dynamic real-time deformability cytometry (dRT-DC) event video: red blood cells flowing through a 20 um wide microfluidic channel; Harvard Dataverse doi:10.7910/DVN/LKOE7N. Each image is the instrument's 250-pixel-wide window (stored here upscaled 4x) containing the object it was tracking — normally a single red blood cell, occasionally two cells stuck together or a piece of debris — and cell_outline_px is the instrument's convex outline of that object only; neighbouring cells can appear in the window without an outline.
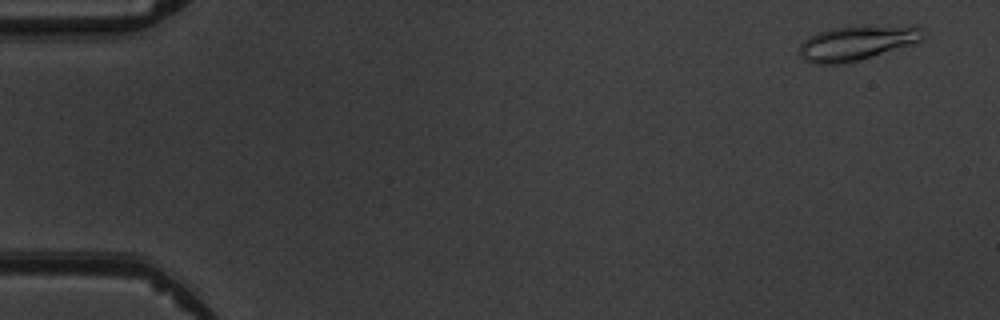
{"species": "common noctule bat (a hibernating species)", "species_latin": "Nyctalus noctula", "temperature_condition": "warm", "stored_images_in_passage": 6, "camera_frame_rate_fps": 3000, "um_per_image_px": 0.085, "animal": {"sex": "male", "body_mass_g": 19.5, "forearm_length_mm": 54.6}, "frame": {"image": 1, "passage_image": 1, "time_ms": 0.0, "image_size_px": [1000, 320], "cell_outline_px": [[924, 40], [856, 60], [840, 64], [812, 64], [804, 60], [800, 56], [800, 44], [804, 40], [820, 32], [832, 28], [912, 24], [916, 24], [924, 28]], "centroid_in_image_um": [72.89, 3.63], "position_along_channel_um": 12.1, "area_um2": 24.74}}